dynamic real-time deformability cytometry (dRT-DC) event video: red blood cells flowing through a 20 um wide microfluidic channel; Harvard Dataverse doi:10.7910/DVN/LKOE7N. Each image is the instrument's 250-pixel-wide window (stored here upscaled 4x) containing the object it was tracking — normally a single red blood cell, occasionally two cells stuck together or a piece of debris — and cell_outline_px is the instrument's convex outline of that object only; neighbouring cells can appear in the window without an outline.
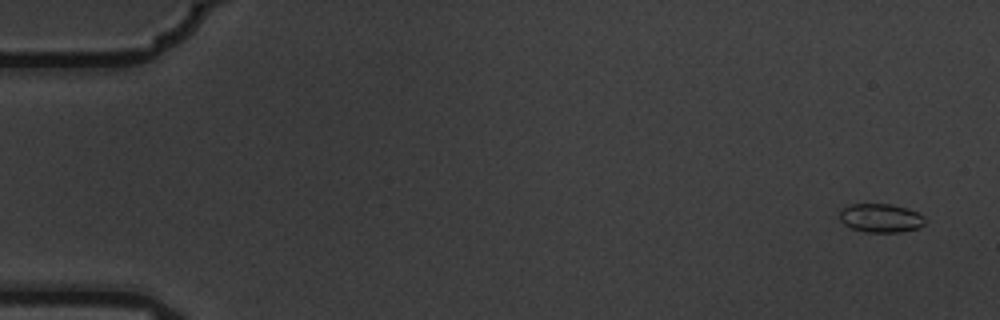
{"species": "common noctule bat (a hibernating species)", "species_latin": "Nyctalus noctula", "temperature_condition": "warm", "stored_images_in_passage": 6, "camera_frame_rate_fps": 3000, "um_per_image_px": 0.085, "animal": {"sex": "male", "body_mass_g": 19.5, "forearm_length_mm": 54.6}, "frame": {"image": 1, "passage_image": 1, "time_ms": 0.0, "image_size_px": [1000, 320], "cell_outline_px": [[924, 224], [920, 228], [900, 232], [864, 232], [852, 228], [844, 224], [840, 220], [840, 208], [852, 204], [892, 204], [908, 208], [924, 216]], "centroid_in_image_um": [74.86, 18.53], "position_along_channel_um": 10.1, "area_um2": 14.39}}